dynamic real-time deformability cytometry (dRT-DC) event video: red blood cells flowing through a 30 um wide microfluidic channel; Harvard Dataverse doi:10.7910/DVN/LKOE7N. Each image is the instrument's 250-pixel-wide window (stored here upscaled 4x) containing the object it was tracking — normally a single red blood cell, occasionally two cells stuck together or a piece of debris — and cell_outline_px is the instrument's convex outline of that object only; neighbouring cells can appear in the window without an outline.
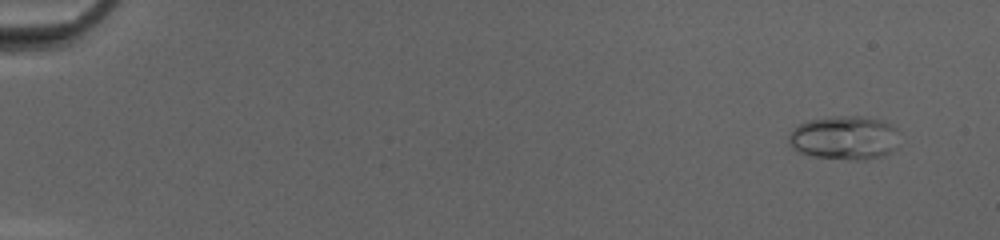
{"species": "common noctule bat (a hibernating species)", "species_latin": "Nyctalus noctula", "temperature_condition": "cold", "stored_images_in_passage": 48, "camera_frame_rate_fps": 3000, "um_per_image_px": 0.085, "animal": {"sex": "female", "body_mass_g": 20.0, "forearm_length_mm": 54.0}, "frame": {"image": 1, "passage_image": 1, "time_ms": 0.0, "image_size_px": [1000, 240], "cell_outline_px": [[896, 148], [884, 156], [864, 160], [852, 160], [812, 156], [800, 152], [792, 148], [788, 144], [788, 136], [792, 128], [808, 120], [836, 116], [856, 116], [884, 120], [896, 128]], "centroid_in_image_um": [71.75, 11.72], "position_along_channel_um": 13.3, "area_um2": 28.38}}
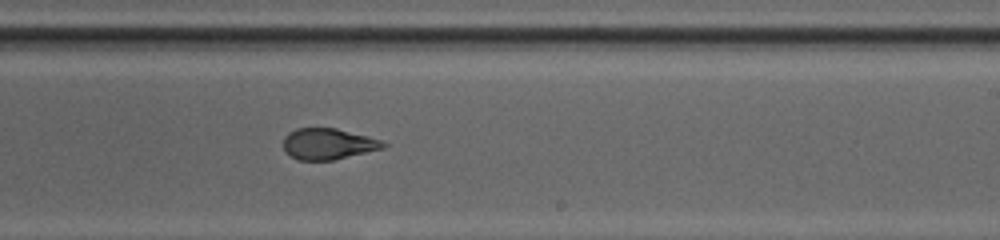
{"frame": {"image": 2, "passage_image": 30, "time_ms": 9.667, "image_size_px": [1000, 240], "cell_outline_px": [[388, 144], [384, 148], [332, 160], [296, 160], [284, 152], [284, 136], [288, 132], [296, 128], [336, 128], [368, 136], [380, 140]], "centroid_in_image_um": [27.85, 12.23], "position_along_channel_um": 261.1, "area_um2": 18.15}}
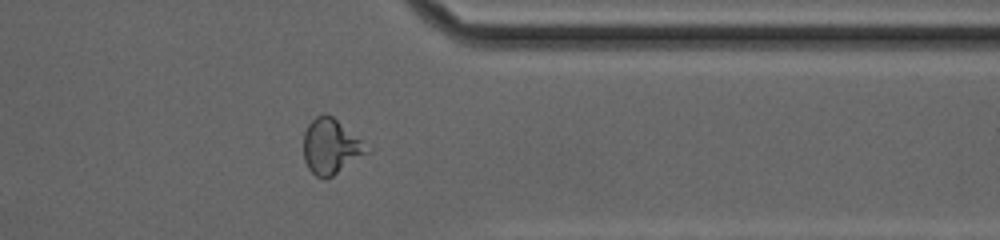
{"frame": {"image": 3, "passage_image": 39, "time_ms": 12.667, "image_size_px": [1000, 240], "cell_outline_px": [[372, 152], [332, 176], [324, 180], [316, 176], [308, 168], [304, 160], [304, 132], [308, 124], [316, 116], [324, 112], [332, 116], [372, 148]], "centroid_in_image_um": [28.16, 12.46], "position_along_channel_um": 383.2, "area_um2": 20.69}, "authors_computed_cell_mechanics": {"area_um2": 20.6924, "velocity_mm_per_s": 4.2009, "shape_relaxation_time_tau1_ms": null, "shape_relaxation_time_tau2_ms": 1.0503, "deformation_change_tau1": null, "deformation_change_tau2": 0.0768}}